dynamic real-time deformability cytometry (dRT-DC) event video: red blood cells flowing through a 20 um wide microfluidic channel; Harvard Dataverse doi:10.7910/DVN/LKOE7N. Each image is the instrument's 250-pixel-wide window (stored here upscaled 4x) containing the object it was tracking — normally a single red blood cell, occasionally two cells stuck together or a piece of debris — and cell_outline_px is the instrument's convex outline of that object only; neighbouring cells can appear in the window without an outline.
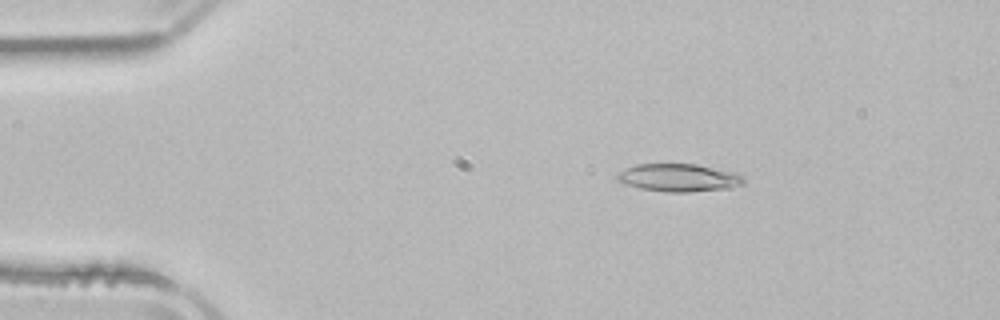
{"species": "common noctule bat (a hibernating species)", "species_latin": "Nyctalus noctula", "temperature_condition": "room temperature", "stored_images_in_passage": 52, "camera_frame_rate_fps": 3000, "um_per_image_px": 0.085, "animal": {"sex": "male", "body_mass_g": 21.5, "forearm_length_mm": 52.0}, "frame": {"image": 1, "passage_image": 9, "time_ms": 2.667, "image_size_px": [1000, 320], "cell_outline_px": [[744, 184], [720, 188], [688, 192], [664, 192], [640, 188], [624, 184], [616, 180], [616, 176], [620, 172], [636, 164], [696, 164], [736, 172], [744, 176]], "centroid_in_image_um": [57.67, 15.1], "position_along_channel_um": 27.3, "area_um2": 20.29}}
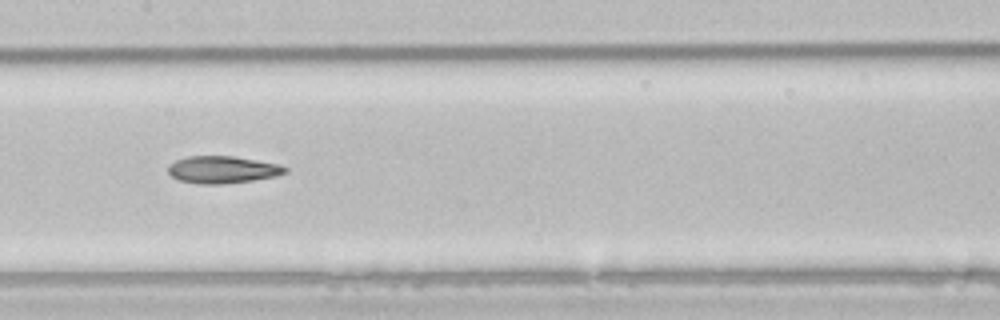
{"frame": {"image": 2, "passage_image": 26, "time_ms": 8.333, "image_size_px": [1000, 320], "cell_outline_px": [[288, 172], [276, 176], [252, 180], [224, 184], [196, 184], [180, 180], [172, 176], [168, 172], [168, 164], [176, 160], [188, 156], [232, 156], [256, 160], [276, 164], [288, 168]], "centroid_in_image_um": [18.89, 14.42], "position_along_channel_um": 188.5, "area_um2": 18.5}}
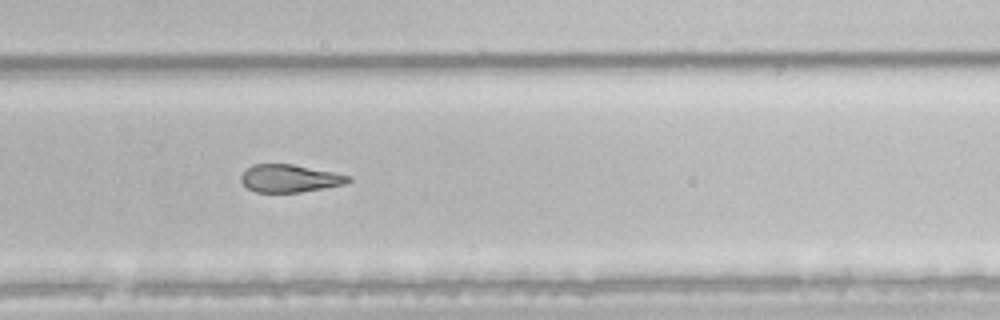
{"frame": {"image": 3, "passage_image": 35, "time_ms": 11.333, "image_size_px": [1000, 320], "cell_outline_px": [[352, 180], [344, 184], [324, 188], [300, 192], [256, 192], [248, 188], [240, 180], [240, 176], [252, 164], [292, 164], [352, 176]], "centroid_in_image_um": [24.63, 15.16], "position_along_channel_um": 305.2, "area_um2": 17.17}, "authors_computed_cell_mechanics": {"area_um2": 20.0855, "velocity_mm_per_s": 3.9149, "shape_relaxation_time_tau1_ms": 5.3754, "shape_relaxation_time_tau2_ms": 4.4324, "deformation_change_tau1": 0.1432, "deformation_change_tau2": 0.1412}}